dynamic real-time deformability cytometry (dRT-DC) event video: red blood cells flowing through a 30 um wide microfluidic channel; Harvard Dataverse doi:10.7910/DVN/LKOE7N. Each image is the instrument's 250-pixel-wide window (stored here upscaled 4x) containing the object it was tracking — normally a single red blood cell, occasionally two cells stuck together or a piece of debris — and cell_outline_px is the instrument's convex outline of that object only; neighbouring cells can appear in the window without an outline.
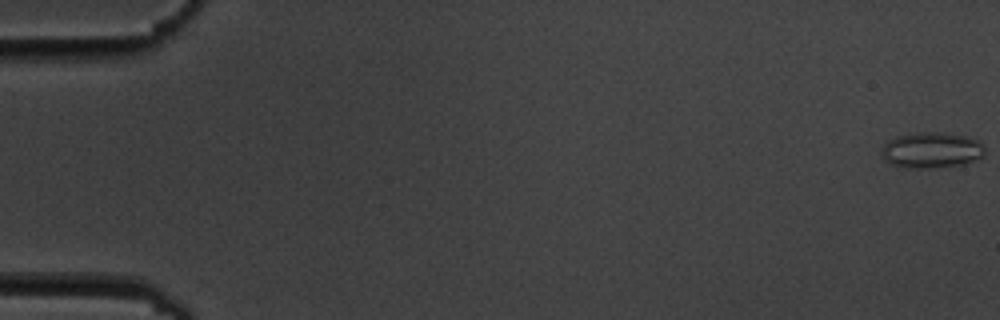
{"species": "common noctule bat (a hibernating species)", "species_latin": "Nyctalus noctula", "temperature_condition": "cold", "stored_images_in_passage": 7, "segment_of_instrument_passage": [1, 2], "camera_frame_rate_fps": 3000, "um_per_image_px": 0.085, "animal": {"sex": "male", "body_mass_g": 19.5, "forearm_length_mm": 54.6}, "frame": {"image": 1, "passage_image": 1, "time_ms": 0.0, "image_size_px": [1000, 320], "cell_outline_px": [[984, 156], [964, 164], [928, 168], [896, 168], [888, 164], [884, 160], [880, 152], [880, 148], [888, 140], [896, 136], [916, 132], [944, 132], [968, 136], [976, 140], [984, 148]], "centroid_in_image_um": [79.1, 12.77], "position_along_channel_um": 5.9, "area_um2": 22.02}}
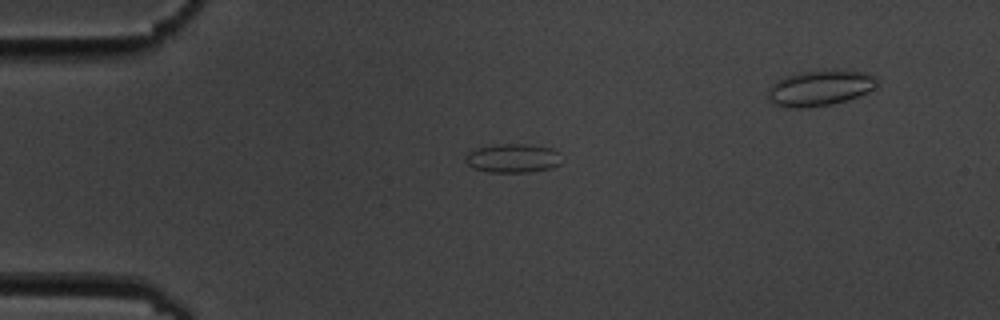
{"frame": {"image": 2, "passage_image": 5, "time_ms": 4.667, "image_size_px": [1000, 320], "cell_outline_px": [[560, 164], [552, 168], [528, 172], [488, 172], [472, 168], [468, 164], [468, 152], [476, 148], [496, 144], [524, 144], [552, 148], [560, 152]], "centroid_in_image_um": [43.63, 13.45], "position_along_channel_um": 41.4, "area_um2": 16.13}}